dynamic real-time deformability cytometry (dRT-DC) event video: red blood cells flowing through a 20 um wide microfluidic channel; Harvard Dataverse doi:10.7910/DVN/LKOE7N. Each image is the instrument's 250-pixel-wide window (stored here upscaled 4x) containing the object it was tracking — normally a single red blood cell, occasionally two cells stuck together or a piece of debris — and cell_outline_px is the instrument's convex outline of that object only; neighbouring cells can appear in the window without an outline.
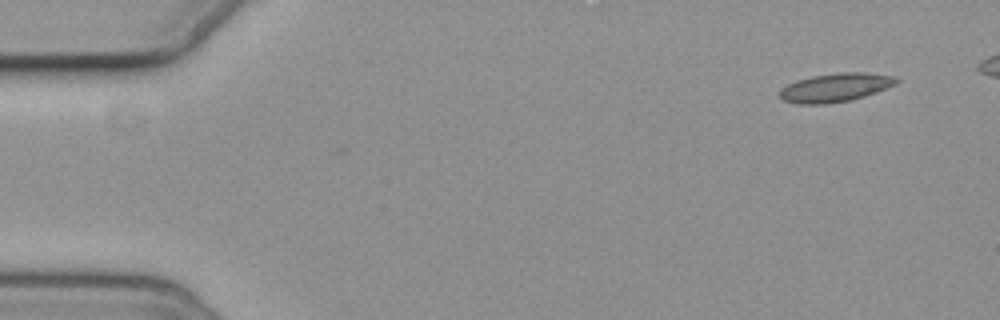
{"species": "common noctule bat (a hibernating species)", "species_latin": "Nyctalus noctula", "temperature_condition": "cold", "stored_images_in_passage": 5, "camera_frame_rate_fps": 3000, "um_per_image_px": 0.085, "animal": {"sex": "female", "body_mass_g": 19.3, "forearm_length_mm": 54.1}, "frame": {"image": 1, "passage_image": 1, "time_ms": 0.0, "image_size_px": [1000, 320], "cell_outline_px": [[900, 80], [896, 84], [876, 92], [864, 96], [848, 100], [824, 104], [800, 104], [784, 100], [780, 96], [780, 88], [796, 80], [812, 76], [840, 72], [864, 72], [892, 76]], "centroid_in_image_um": [70.99, 7.43], "position_along_channel_um": 14.0, "area_um2": 19.25}}